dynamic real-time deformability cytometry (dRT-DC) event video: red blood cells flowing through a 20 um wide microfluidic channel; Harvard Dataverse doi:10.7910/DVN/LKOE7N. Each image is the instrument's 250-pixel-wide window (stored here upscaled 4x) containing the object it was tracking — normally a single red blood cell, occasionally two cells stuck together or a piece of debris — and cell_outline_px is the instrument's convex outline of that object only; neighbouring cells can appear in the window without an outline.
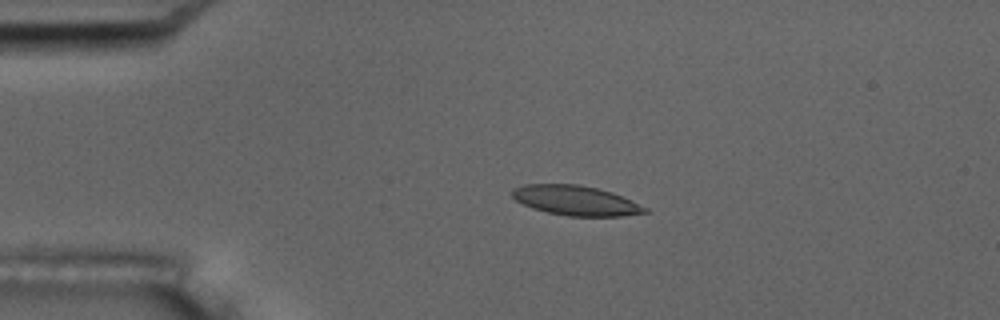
{"species": "common noctule bat (a hibernating species)", "species_latin": "Nyctalus noctula", "temperature_condition": "room temperature", "stored_images_in_passage": 5, "camera_frame_rate_fps": 3000, "um_per_image_px": 0.085, "animal": {"sex": "male", "body_mass_g": 17.5, "forearm_length_mm": 52.3}, "frame": {"image": 1, "passage_image": 4, "time_ms": 4.0, "image_size_px": [1000, 320], "cell_outline_px": [[648, 212], [624, 216], [568, 216], [548, 212], [532, 208], [516, 200], [512, 196], [512, 188], [524, 184], [580, 184], [612, 192], [632, 200], [648, 208]], "centroid_in_image_um": [48.95, 17.04], "position_along_channel_um": 36.1, "area_um2": 23.06}}